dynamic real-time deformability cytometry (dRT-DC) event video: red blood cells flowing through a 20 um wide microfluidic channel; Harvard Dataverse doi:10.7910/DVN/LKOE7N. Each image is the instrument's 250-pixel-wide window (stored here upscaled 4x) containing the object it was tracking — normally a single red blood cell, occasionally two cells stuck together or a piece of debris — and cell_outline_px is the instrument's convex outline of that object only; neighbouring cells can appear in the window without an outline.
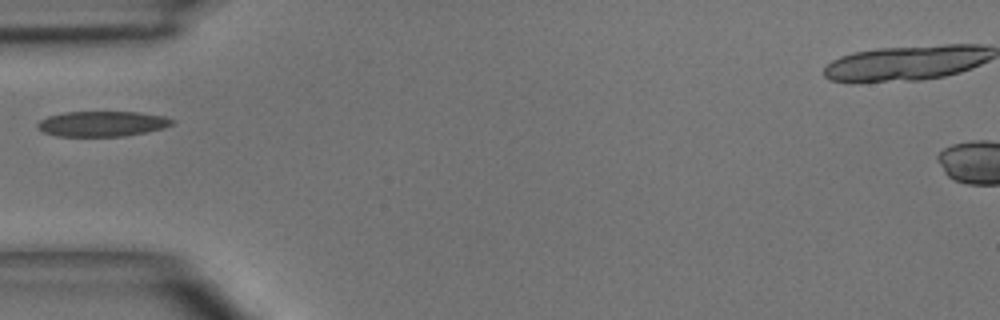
{"species": "common noctule bat (a hibernating species)", "species_latin": "Nyctalus noctula", "temperature_condition": "room temperature", "stored_images_in_passage": 2, "camera_frame_rate_fps": 3000, "um_per_image_px": 0.085, "animal": {"sex": "male", "body_mass_g": 15.6}, "frame": {"image": 1, "passage_image": 1, "time_ms": 0.0, "image_size_px": [1000, 320], "cell_outline_px": [[176, 120], [172, 124], [164, 128], [124, 136], [56, 136], [44, 132], [36, 128], [36, 124], [40, 120], [48, 116], [64, 112], [140, 112], [164, 116]], "centroid_in_image_um": [8.67, 10.51], "position_along_channel_um": 76.3, "area_um2": 19.88}}